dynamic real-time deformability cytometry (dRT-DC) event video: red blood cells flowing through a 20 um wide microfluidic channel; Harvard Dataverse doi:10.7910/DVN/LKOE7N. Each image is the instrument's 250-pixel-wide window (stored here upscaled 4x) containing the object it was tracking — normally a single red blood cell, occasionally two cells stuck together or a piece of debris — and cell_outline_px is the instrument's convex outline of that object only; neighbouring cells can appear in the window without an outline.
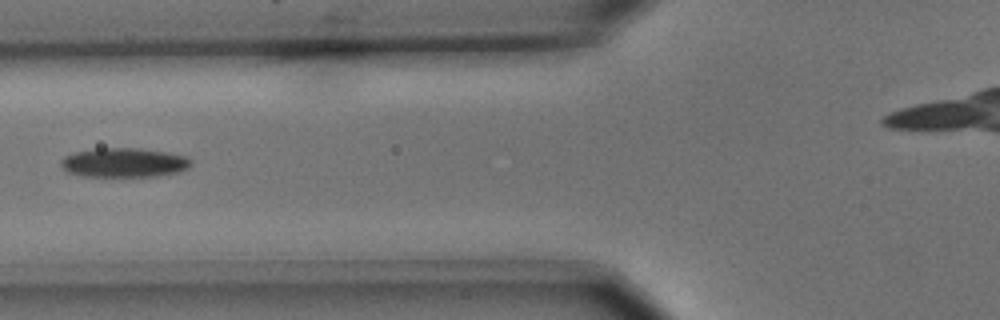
{"species": "common noctule bat (a hibernating species)", "species_latin": "Nyctalus noctula", "temperature_condition": "cold", "stored_images_in_passage": 5, "camera_frame_rate_fps": 3000, "um_per_image_px": 0.085, "animal": {"sex": "male", "body_mass_g": 15.6}, "frame": {"image": 1, "passage_image": 2, "time_ms": 0.333, "image_size_px": [1000, 320], "cell_outline_px": [[192, 164], [188, 168], [180, 172], [156, 176], [80, 176], [68, 172], [60, 164], [60, 160], [64, 156], [76, 152], [96, 148], [136, 148], [164, 152], [184, 156], [192, 160]], "centroid_in_image_um": [10.53, 13.82], "position_along_channel_um": 115.3, "area_um2": 22.14}}
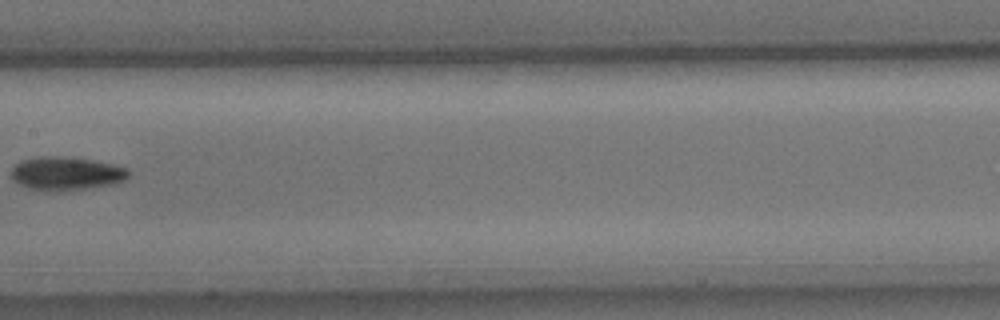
{"frame": {"image": 2, "passage_image": 4, "time_ms": 1.0, "image_size_px": [1000, 320], "cell_outline_px": [[128, 176], [124, 180], [112, 184], [56, 192], [28, 188], [12, 180], [12, 168], [20, 160], [40, 156], [64, 156], [92, 160], [112, 164], [128, 168]], "centroid_in_image_um": [5.59, 14.74], "position_along_channel_um": 201.8, "area_um2": 22.77}}
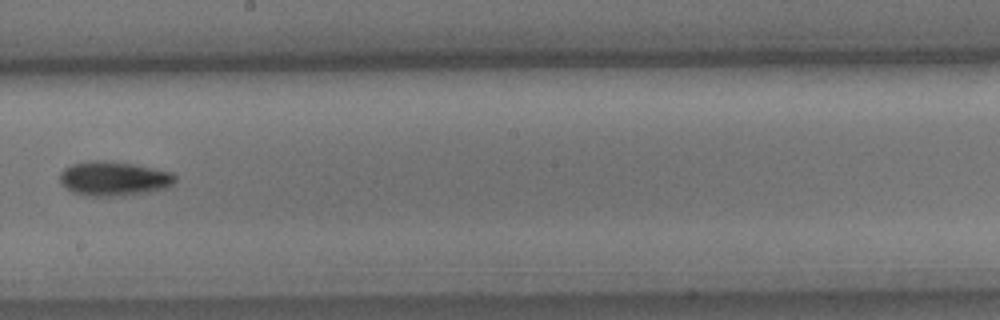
{"frame": {"image": 3, "passage_image": 5, "time_ms": 1.333, "image_size_px": [1000, 320], "cell_outline_px": [[176, 180], [172, 188], [124, 196], [92, 196], [72, 192], [60, 184], [60, 172], [64, 168], [72, 164], [88, 160], [108, 160], [132, 164], [172, 172], [176, 176]], "centroid_in_image_um": [9.7, 15.18], "position_along_channel_um": 238.5, "area_um2": 23.52}}